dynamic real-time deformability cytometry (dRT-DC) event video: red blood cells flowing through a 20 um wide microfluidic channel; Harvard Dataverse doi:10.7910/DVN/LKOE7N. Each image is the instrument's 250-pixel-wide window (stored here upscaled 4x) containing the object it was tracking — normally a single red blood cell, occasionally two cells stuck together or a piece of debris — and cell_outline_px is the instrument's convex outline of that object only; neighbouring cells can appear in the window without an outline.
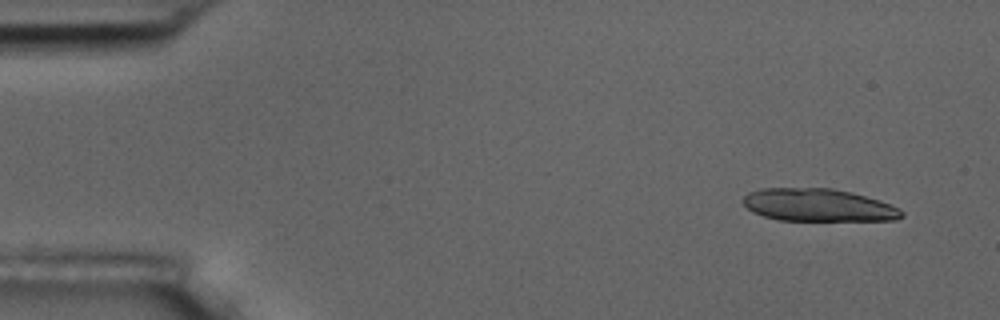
{"species": "common noctule bat (a hibernating species)", "species_latin": "Nyctalus noctula", "temperature_condition": "room temperature", "stored_images_in_passage": 5, "camera_frame_rate_fps": 3000, "um_per_image_px": 0.085, "animal": {"sex": "male", "body_mass_g": 17.5, "forearm_length_mm": 52.3}, "frame": {"image": 1, "passage_image": 1, "time_ms": 0.0, "image_size_px": [1000, 320], "cell_outline_px": [[904, 216], [896, 220], [780, 220], [764, 216], [752, 212], [740, 200], [748, 192], [764, 188], [832, 188], [852, 192], [880, 200], [900, 208], [904, 212]], "centroid_in_image_um": [69.56, 17.43], "position_along_channel_um": 15.4, "area_um2": 30.29}}